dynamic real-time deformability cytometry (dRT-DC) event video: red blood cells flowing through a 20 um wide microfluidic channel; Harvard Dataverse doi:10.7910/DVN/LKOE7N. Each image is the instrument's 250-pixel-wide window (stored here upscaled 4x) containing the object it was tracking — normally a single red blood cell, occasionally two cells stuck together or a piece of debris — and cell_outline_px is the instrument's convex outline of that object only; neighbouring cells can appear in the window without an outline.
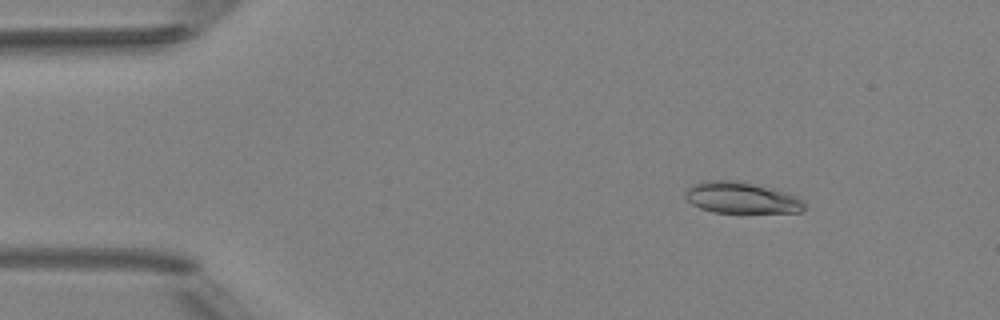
{"species": "Egyptian fruit bat (a non-hibernating species)", "species_latin": "Rousettus aegyptiacus", "temperature_condition": "room temperature", "stored_images_in_passage": 5, "camera_frame_rate_fps": 3000, "um_per_image_px": 0.085, "animal": {"sex": "female"}, "frame": {"image": 1, "passage_image": 2, "time_ms": 1.0, "image_size_px": [1000, 320], "cell_outline_px": [[804, 212], [712, 212], [700, 208], [692, 204], [684, 196], [684, 192], [692, 184], [700, 180], [740, 180], [788, 192], [804, 200]], "centroid_in_image_um": [63.01, 16.79], "position_along_channel_um": 22.0, "area_um2": 22.02}}
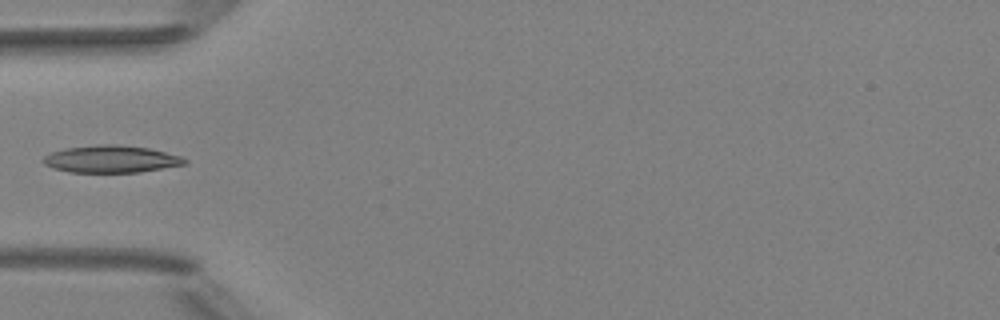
{"frame": {"image": 2, "passage_image": 5, "time_ms": 4.333, "image_size_px": [1000, 320], "cell_outline_px": [[188, 164], [140, 172], [68, 172], [52, 168], [44, 164], [40, 160], [44, 156], [52, 152], [64, 148], [96, 144], [120, 144], [148, 148], [184, 156], [188, 160]], "centroid_in_image_um": [9.46, 13.51], "position_along_channel_um": 75.5, "area_um2": 22.83}}